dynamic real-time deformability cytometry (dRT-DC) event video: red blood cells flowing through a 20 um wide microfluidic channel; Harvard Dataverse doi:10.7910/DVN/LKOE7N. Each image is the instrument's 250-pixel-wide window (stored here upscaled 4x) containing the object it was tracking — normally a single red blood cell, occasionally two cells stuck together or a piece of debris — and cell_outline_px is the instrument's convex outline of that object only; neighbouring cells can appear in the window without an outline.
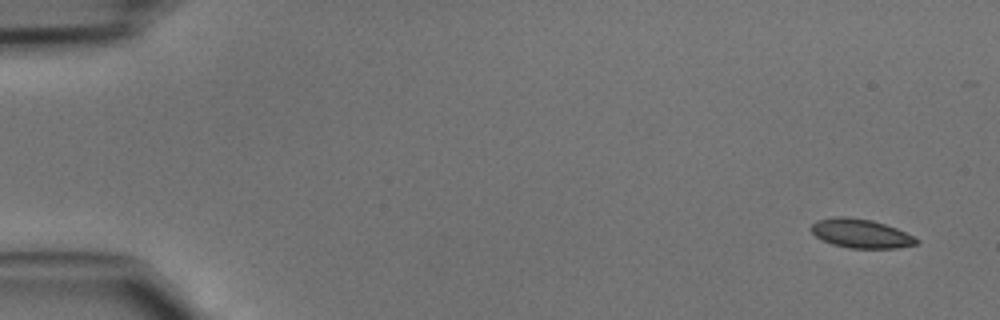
{"species": "common noctule bat (a hibernating species)", "species_latin": "Nyctalus noctula", "temperature_condition": "cold", "stored_images_in_passage": 45, "camera_frame_rate_fps": 3000, "um_per_image_px": 0.085, "animal": {"sex": "male", "body_mass_g": 15.6}, "frame": {"image": 1, "passage_image": 1, "time_ms": 0.0, "image_size_px": [1000, 320], "cell_outline_px": [[920, 244], [896, 248], [848, 248], [832, 244], [816, 236], [812, 232], [812, 224], [816, 220], [836, 216], [844, 216], [872, 220], [896, 228], [920, 240]], "centroid_in_image_um": [73.19, 19.85], "position_along_channel_um": 11.8, "area_um2": 17.69}}
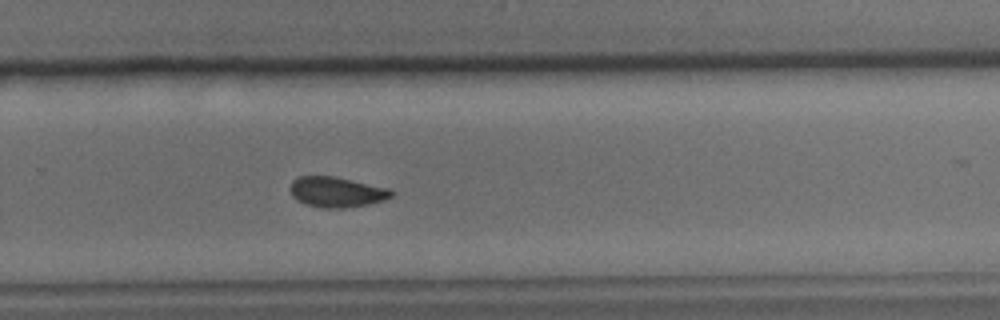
{"frame": {"image": 2, "passage_image": 30, "time_ms": 9.667, "image_size_px": [1000, 320], "cell_outline_px": [[396, 192], [392, 196], [384, 200], [368, 204], [344, 208], [324, 208], [308, 204], [296, 200], [292, 196], [288, 188], [292, 180], [300, 176], [332, 176], [388, 188]], "centroid_in_image_um": [28.59, 16.32], "position_along_channel_um": 301.2, "area_um2": 17.86}}
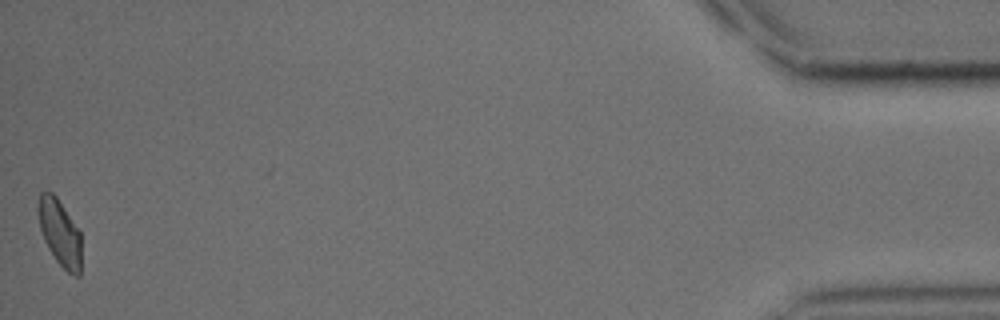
{"frame": {"image": 3, "passage_image": 45, "time_ms": 14.667, "image_size_px": [1000, 320], "cell_outline_px": [[80, 276], [76, 276], [68, 272], [56, 260], [48, 248], [44, 240], [40, 228], [36, 212], [36, 208], [40, 192], [52, 192], [56, 196], [80, 232]], "centroid_in_image_um": [5.04, 19.75], "position_along_channel_um": 430.2, "area_um2": 16.59}}